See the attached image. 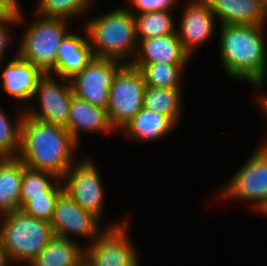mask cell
Returning <instances> with one entry per match:
<instances>
[{"instance_id":"1","label":"cell","mask_w":267,"mask_h":266,"mask_svg":"<svg viewBox=\"0 0 267 266\" xmlns=\"http://www.w3.org/2000/svg\"><path fill=\"white\" fill-rule=\"evenodd\" d=\"M77 145L65 127L39 121L24 113L17 158L26 167L62 179L72 167L71 159Z\"/></svg>"},{"instance_id":"2","label":"cell","mask_w":267,"mask_h":266,"mask_svg":"<svg viewBox=\"0 0 267 266\" xmlns=\"http://www.w3.org/2000/svg\"><path fill=\"white\" fill-rule=\"evenodd\" d=\"M265 25H220L219 50L224 71L234 80L262 87L267 77Z\"/></svg>"},{"instance_id":"3","label":"cell","mask_w":267,"mask_h":266,"mask_svg":"<svg viewBox=\"0 0 267 266\" xmlns=\"http://www.w3.org/2000/svg\"><path fill=\"white\" fill-rule=\"evenodd\" d=\"M86 37L95 58L113 59L130 64L136 55L135 15L129 9H115L87 20ZM134 56V57H133Z\"/></svg>"},{"instance_id":"4","label":"cell","mask_w":267,"mask_h":266,"mask_svg":"<svg viewBox=\"0 0 267 266\" xmlns=\"http://www.w3.org/2000/svg\"><path fill=\"white\" fill-rule=\"evenodd\" d=\"M0 242L10 261L30 264L54 236L51 224L15 210L0 216Z\"/></svg>"},{"instance_id":"5","label":"cell","mask_w":267,"mask_h":266,"mask_svg":"<svg viewBox=\"0 0 267 266\" xmlns=\"http://www.w3.org/2000/svg\"><path fill=\"white\" fill-rule=\"evenodd\" d=\"M40 17L25 30L17 55L44 74H52L56 68L57 49L69 31L65 19Z\"/></svg>"},{"instance_id":"6","label":"cell","mask_w":267,"mask_h":266,"mask_svg":"<svg viewBox=\"0 0 267 266\" xmlns=\"http://www.w3.org/2000/svg\"><path fill=\"white\" fill-rule=\"evenodd\" d=\"M146 84L142 73L125 64L109 89L107 114L115 130H121L142 108Z\"/></svg>"},{"instance_id":"7","label":"cell","mask_w":267,"mask_h":266,"mask_svg":"<svg viewBox=\"0 0 267 266\" xmlns=\"http://www.w3.org/2000/svg\"><path fill=\"white\" fill-rule=\"evenodd\" d=\"M222 198L249 200L260 212L267 205V141L229 180Z\"/></svg>"},{"instance_id":"8","label":"cell","mask_w":267,"mask_h":266,"mask_svg":"<svg viewBox=\"0 0 267 266\" xmlns=\"http://www.w3.org/2000/svg\"><path fill=\"white\" fill-rule=\"evenodd\" d=\"M127 223H115L85 247L87 266H140L137 253L128 237Z\"/></svg>"},{"instance_id":"9","label":"cell","mask_w":267,"mask_h":266,"mask_svg":"<svg viewBox=\"0 0 267 266\" xmlns=\"http://www.w3.org/2000/svg\"><path fill=\"white\" fill-rule=\"evenodd\" d=\"M125 64L126 62L118 60L94 57L80 73L70 79L74 96L107 109L109 89Z\"/></svg>"},{"instance_id":"10","label":"cell","mask_w":267,"mask_h":266,"mask_svg":"<svg viewBox=\"0 0 267 266\" xmlns=\"http://www.w3.org/2000/svg\"><path fill=\"white\" fill-rule=\"evenodd\" d=\"M100 179V173L91 158L83 159L76 165L73 163L62 178L64 191L99 220L104 208V189Z\"/></svg>"},{"instance_id":"11","label":"cell","mask_w":267,"mask_h":266,"mask_svg":"<svg viewBox=\"0 0 267 266\" xmlns=\"http://www.w3.org/2000/svg\"><path fill=\"white\" fill-rule=\"evenodd\" d=\"M58 83L52 74H44L38 81L35 96H39L40 110L29 107L25 114L39 121L66 127L71 100L74 96L71 81Z\"/></svg>"},{"instance_id":"12","label":"cell","mask_w":267,"mask_h":266,"mask_svg":"<svg viewBox=\"0 0 267 266\" xmlns=\"http://www.w3.org/2000/svg\"><path fill=\"white\" fill-rule=\"evenodd\" d=\"M98 222L97 217L84 210L64 191L56 202L50 224L56 236L72 240L68 234L73 233L88 238L92 243L103 232Z\"/></svg>"},{"instance_id":"13","label":"cell","mask_w":267,"mask_h":266,"mask_svg":"<svg viewBox=\"0 0 267 266\" xmlns=\"http://www.w3.org/2000/svg\"><path fill=\"white\" fill-rule=\"evenodd\" d=\"M183 11L180 30L176 33L184 50L191 56L199 44L211 39L215 28V15L204 0H191Z\"/></svg>"},{"instance_id":"14","label":"cell","mask_w":267,"mask_h":266,"mask_svg":"<svg viewBox=\"0 0 267 266\" xmlns=\"http://www.w3.org/2000/svg\"><path fill=\"white\" fill-rule=\"evenodd\" d=\"M189 58L176 33L140 40L131 63L187 64Z\"/></svg>"},{"instance_id":"15","label":"cell","mask_w":267,"mask_h":266,"mask_svg":"<svg viewBox=\"0 0 267 266\" xmlns=\"http://www.w3.org/2000/svg\"><path fill=\"white\" fill-rule=\"evenodd\" d=\"M43 75L44 73L39 68L16 54L3 69L2 86L11 97L22 102L30 101Z\"/></svg>"},{"instance_id":"16","label":"cell","mask_w":267,"mask_h":266,"mask_svg":"<svg viewBox=\"0 0 267 266\" xmlns=\"http://www.w3.org/2000/svg\"><path fill=\"white\" fill-rule=\"evenodd\" d=\"M94 58L87 39L68 32L57 49L56 68L53 71L61 79H72Z\"/></svg>"},{"instance_id":"17","label":"cell","mask_w":267,"mask_h":266,"mask_svg":"<svg viewBox=\"0 0 267 266\" xmlns=\"http://www.w3.org/2000/svg\"><path fill=\"white\" fill-rule=\"evenodd\" d=\"M217 16L219 25H265L267 10L260 0H204Z\"/></svg>"},{"instance_id":"18","label":"cell","mask_w":267,"mask_h":266,"mask_svg":"<svg viewBox=\"0 0 267 266\" xmlns=\"http://www.w3.org/2000/svg\"><path fill=\"white\" fill-rule=\"evenodd\" d=\"M75 142L80 140V132H115L110 123L107 110L91 105L85 100L73 96L68 121L65 127Z\"/></svg>"},{"instance_id":"19","label":"cell","mask_w":267,"mask_h":266,"mask_svg":"<svg viewBox=\"0 0 267 266\" xmlns=\"http://www.w3.org/2000/svg\"><path fill=\"white\" fill-rule=\"evenodd\" d=\"M85 247L75 240L54 235L28 266H82Z\"/></svg>"},{"instance_id":"20","label":"cell","mask_w":267,"mask_h":266,"mask_svg":"<svg viewBox=\"0 0 267 266\" xmlns=\"http://www.w3.org/2000/svg\"><path fill=\"white\" fill-rule=\"evenodd\" d=\"M24 166L19 158H0V216L21 210Z\"/></svg>"},{"instance_id":"21","label":"cell","mask_w":267,"mask_h":266,"mask_svg":"<svg viewBox=\"0 0 267 266\" xmlns=\"http://www.w3.org/2000/svg\"><path fill=\"white\" fill-rule=\"evenodd\" d=\"M176 124L168 117L142 108L122 129L137 140H155L171 132Z\"/></svg>"},{"instance_id":"22","label":"cell","mask_w":267,"mask_h":266,"mask_svg":"<svg viewBox=\"0 0 267 266\" xmlns=\"http://www.w3.org/2000/svg\"><path fill=\"white\" fill-rule=\"evenodd\" d=\"M181 94V88H155L146 86L143 107L168 116L177 126L181 115Z\"/></svg>"},{"instance_id":"23","label":"cell","mask_w":267,"mask_h":266,"mask_svg":"<svg viewBox=\"0 0 267 266\" xmlns=\"http://www.w3.org/2000/svg\"><path fill=\"white\" fill-rule=\"evenodd\" d=\"M143 75L147 87L181 88V72L186 64L130 63Z\"/></svg>"},{"instance_id":"24","label":"cell","mask_w":267,"mask_h":266,"mask_svg":"<svg viewBox=\"0 0 267 266\" xmlns=\"http://www.w3.org/2000/svg\"><path fill=\"white\" fill-rule=\"evenodd\" d=\"M135 15L137 41L152 37L176 34L175 22L170 12L154 11Z\"/></svg>"},{"instance_id":"25","label":"cell","mask_w":267,"mask_h":266,"mask_svg":"<svg viewBox=\"0 0 267 266\" xmlns=\"http://www.w3.org/2000/svg\"><path fill=\"white\" fill-rule=\"evenodd\" d=\"M90 0H38L36 13L46 18L69 19L73 16L82 15L88 6Z\"/></svg>"},{"instance_id":"26","label":"cell","mask_w":267,"mask_h":266,"mask_svg":"<svg viewBox=\"0 0 267 266\" xmlns=\"http://www.w3.org/2000/svg\"><path fill=\"white\" fill-rule=\"evenodd\" d=\"M51 179V181H50ZM56 175L40 170H34L24 166L21 184V208L31 200V197L45 196V193L57 181Z\"/></svg>"},{"instance_id":"27","label":"cell","mask_w":267,"mask_h":266,"mask_svg":"<svg viewBox=\"0 0 267 266\" xmlns=\"http://www.w3.org/2000/svg\"><path fill=\"white\" fill-rule=\"evenodd\" d=\"M55 184L45 193V196L31 197L21 210L39 220L51 222L56 202L64 192L62 179L54 181Z\"/></svg>"},{"instance_id":"28","label":"cell","mask_w":267,"mask_h":266,"mask_svg":"<svg viewBox=\"0 0 267 266\" xmlns=\"http://www.w3.org/2000/svg\"><path fill=\"white\" fill-rule=\"evenodd\" d=\"M25 111L11 123L0 108V158H17L20 150V129Z\"/></svg>"},{"instance_id":"29","label":"cell","mask_w":267,"mask_h":266,"mask_svg":"<svg viewBox=\"0 0 267 266\" xmlns=\"http://www.w3.org/2000/svg\"><path fill=\"white\" fill-rule=\"evenodd\" d=\"M134 6L133 10H130L134 14H142L154 11H166L171 12L174 5L178 0H129Z\"/></svg>"},{"instance_id":"30","label":"cell","mask_w":267,"mask_h":266,"mask_svg":"<svg viewBox=\"0 0 267 266\" xmlns=\"http://www.w3.org/2000/svg\"><path fill=\"white\" fill-rule=\"evenodd\" d=\"M22 15L23 14L21 13L19 17H10L0 13V66L2 65L1 62L3 61L5 51H7L10 42L9 32L7 31L6 27L9 24L20 22Z\"/></svg>"},{"instance_id":"31","label":"cell","mask_w":267,"mask_h":266,"mask_svg":"<svg viewBox=\"0 0 267 266\" xmlns=\"http://www.w3.org/2000/svg\"><path fill=\"white\" fill-rule=\"evenodd\" d=\"M20 10L17 0H0V13L10 17H19L22 13Z\"/></svg>"},{"instance_id":"32","label":"cell","mask_w":267,"mask_h":266,"mask_svg":"<svg viewBox=\"0 0 267 266\" xmlns=\"http://www.w3.org/2000/svg\"><path fill=\"white\" fill-rule=\"evenodd\" d=\"M10 258L8 257V254L6 250L3 248L1 242H0V266H8L10 263Z\"/></svg>"},{"instance_id":"33","label":"cell","mask_w":267,"mask_h":266,"mask_svg":"<svg viewBox=\"0 0 267 266\" xmlns=\"http://www.w3.org/2000/svg\"><path fill=\"white\" fill-rule=\"evenodd\" d=\"M258 102L260 103V107L263 109V111L265 112V115L267 116V96H260L258 98Z\"/></svg>"},{"instance_id":"34","label":"cell","mask_w":267,"mask_h":266,"mask_svg":"<svg viewBox=\"0 0 267 266\" xmlns=\"http://www.w3.org/2000/svg\"><path fill=\"white\" fill-rule=\"evenodd\" d=\"M262 6L267 10V0H260Z\"/></svg>"},{"instance_id":"35","label":"cell","mask_w":267,"mask_h":266,"mask_svg":"<svg viewBox=\"0 0 267 266\" xmlns=\"http://www.w3.org/2000/svg\"><path fill=\"white\" fill-rule=\"evenodd\" d=\"M267 215V205L261 210V214Z\"/></svg>"}]
</instances>
